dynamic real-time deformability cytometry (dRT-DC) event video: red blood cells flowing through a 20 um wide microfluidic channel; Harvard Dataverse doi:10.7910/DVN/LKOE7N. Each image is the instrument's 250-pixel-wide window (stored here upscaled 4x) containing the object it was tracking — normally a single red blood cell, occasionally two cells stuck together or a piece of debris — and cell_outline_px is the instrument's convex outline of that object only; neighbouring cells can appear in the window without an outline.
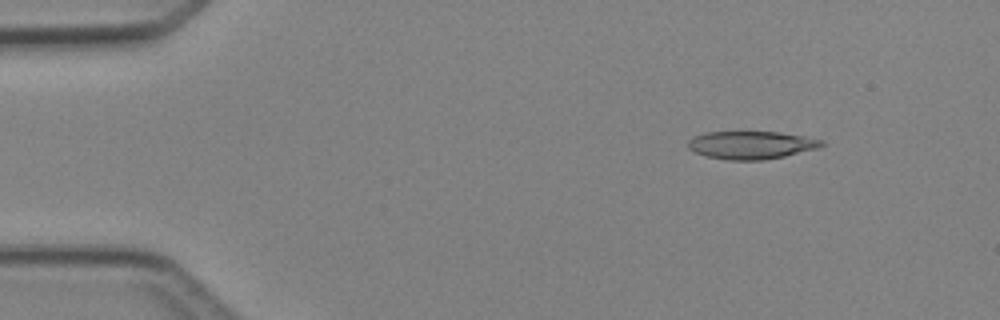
{"species": "Egyptian fruit bat (a non-hibernating species)", "species_latin": "Rousettus aegyptiacus", "temperature_condition": "cold", "stored_images_in_passage": 6, "segment_of_instrument_passage": [2, 2], "camera_frame_rate_fps": 3000, "um_per_image_px": 0.085, "animal": {"sex": "female"}, "frame": {"image": 1, "passage_image": 6, "time_ms": 5.667, "image_size_px": [1000, 320], "cell_outline_px": [[824, 144], [820, 148], [784, 156], [764, 160], [728, 160], [708, 156], [696, 152], [688, 148], [688, 140], [704, 132], [780, 132], [804, 136], [824, 140]], "centroid_in_image_um": [63.89, 12.32], "position_along_channel_um": 21.1, "area_um2": 21.68}}